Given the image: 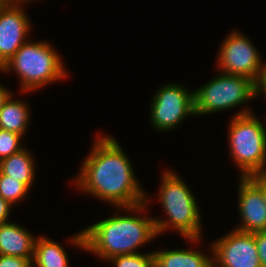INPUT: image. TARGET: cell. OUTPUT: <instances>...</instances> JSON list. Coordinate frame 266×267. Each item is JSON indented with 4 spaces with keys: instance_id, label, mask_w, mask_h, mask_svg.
I'll list each match as a JSON object with an SVG mask.
<instances>
[{
    "instance_id": "8",
    "label": "cell",
    "mask_w": 266,
    "mask_h": 267,
    "mask_svg": "<svg viewBox=\"0 0 266 267\" xmlns=\"http://www.w3.org/2000/svg\"><path fill=\"white\" fill-rule=\"evenodd\" d=\"M253 43L240 32H232L222 43L218 66L222 73L245 76L256 84L263 64Z\"/></svg>"
},
{
    "instance_id": "27",
    "label": "cell",
    "mask_w": 266,
    "mask_h": 267,
    "mask_svg": "<svg viewBox=\"0 0 266 267\" xmlns=\"http://www.w3.org/2000/svg\"><path fill=\"white\" fill-rule=\"evenodd\" d=\"M6 3H14V0H4Z\"/></svg>"
},
{
    "instance_id": "1",
    "label": "cell",
    "mask_w": 266,
    "mask_h": 267,
    "mask_svg": "<svg viewBox=\"0 0 266 267\" xmlns=\"http://www.w3.org/2000/svg\"><path fill=\"white\" fill-rule=\"evenodd\" d=\"M96 139L74 181L76 187L119 209L142 213L147 197L134 176L128 157L113 137L106 135Z\"/></svg>"
},
{
    "instance_id": "7",
    "label": "cell",
    "mask_w": 266,
    "mask_h": 267,
    "mask_svg": "<svg viewBox=\"0 0 266 267\" xmlns=\"http://www.w3.org/2000/svg\"><path fill=\"white\" fill-rule=\"evenodd\" d=\"M151 123L157 130L168 131L194 114V93L176 83L163 85L151 103Z\"/></svg>"
},
{
    "instance_id": "10",
    "label": "cell",
    "mask_w": 266,
    "mask_h": 267,
    "mask_svg": "<svg viewBox=\"0 0 266 267\" xmlns=\"http://www.w3.org/2000/svg\"><path fill=\"white\" fill-rule=\"evenodd\" d=\"M26 1L6 3L0 9V69L26 42L30 20L20 6Z\"/></svg>"
},
{
    "instance_id": "17",
    "label": "cell",
    "mask_w": 266,
    "mask_h": 267,
    "mask_svg": "<svg viewBox=\"0 0 266 267\" xmlns=\"http://www.w3.org/2000/svg\"><path fill=\"white\" fill-rule=\"evenodd\" d=\"M28 190L29 188L18 179L0 172V196L11 205L25 198Z\"/></svg>"
},
{
    "instance_id": "22",
    "label": "cell",
    "mask_w": 266,
    "mask_h": 267,
    "mask_svg": "<svg viewBox=\"0 0 266 267\" xmlns=\"http://www.w3.org/2000/svg\"><path fill=\"white\" fill-rule=\"evenodd\" d=\"M249 178L262 190L266 202V171L256 173Z\"/></svg>"
},
{
    "instance_id": "5",
    "label": "cell",
    "mask_w": 266,
    "mask_h": 267,
    "mask_svg": "<svg viewBox=\"0 0 266 267\" xmlns=\"http://www.w3.org/2000/svg\"><path fill=\"white\" fill-rule=\"evenodd\" d=\"M250 111L242 109L229 124L230 154L241 177L266 171V126Z\"/></svg>"
},
{
    "instance_id": "21",
    "label": "cell",
    "mask_w": 266,
    "mask_h": 267,
    "mask_svg": "<svg viewBox=\"0 0 266 267\" xmlns=\"http://www.w3.org/2000/svg\"><path fill=\"white\" fill-rule=\"evenodd\" d=\"M255 243L262 267H266V231L254 232Z\"/></svg>"
},
{
    "instance_id": "24",
    "label": "cell",
    "mask_w": 266,
    "mask_h": 267,
    "mask_svg": "<svg viewBox=\"0 0 266 267\" xmlns=\"http://www.w3.org/2000/svg\"><path fill=\"white\" fill-rule=\"evenodd\" d=\"M256 85H257V96L260 93H262V91L266 95V62H265V64H263L261 76H260Z\"/></svg>"
},
{
    "instance_id": "15",
    "label": "cell",
    "mask_w": 266,
    "mask_h": 267,
    "mask_svg": "<svg viewBox=\"0 0 266 267\" xmlns=\"http://www.w3.org/2000/svg\"><path fill=\"white\" fill-rule=\"evenodd\" d=\"M29 108L21 100H12V94L0 109V129L25 135L29 125Z\"/></svg>"
},
{
    "instance_id": "3",
    "label": "cell",
    "mask_w": 266,
    "mask_h": 267,
    "mask_svg": "<svg viewBox=\"0 0 266 267\" xmlns=\"http://www.w3.org/2000/svg\"><path fill=\"white\" fill-rule=\"evenodd\" d=\"M163 173L159 200L168 218H154L158 235L171 228L190 241H199L202 219L195 197L186 183L173 171L167 170Z\"/></svg>"
},
{
    "instance_id": "19",
    "label": "cell",
    "mask_w": 266,
    "mask_h": 267,
    "mask_svg": "<svg viewBox=\"0 0 266 267\" xmlns=\"http://www.w3.org/2000/svg\"><path fill=\"white\" fill-rule=\"evenodd\" d=\"M22 137L20 134L0 129V160L25 148L20 140Z\"/></svg>"
},
{
    "instance_id": "11",
    "label": "cell",
    "mask_w": 266,
    "mask_h": 267,
    "mask_svg": "<svg viewBox=\"0 0 266 267\" xmlns=\"http://www.w3.org/2000/svg\"><path fill=\"white\" fill-rule=\"evenodd\" d=\"M239 213L242 225L236 230L248 233L266 231V202L262 190L249 178L240 177Z\"/></svg>"
},
{
    "instance_id": "9",
    "label": "cell",
    "mask_w": 266,
    "mask_h": 267,
    "mask_svg": "<svg viewBox=\"0 0 266 267\" xmlns=\"http://www.w3.org/2000/svg\"><path fill=\"white\" fill-rule=\"evenodd\" d=\"M210 248L215 257H212L214 267H262L254 233L235 228L215 241Z\"/></svg>"
},
{
    "instance_id": "14",
    "label": "cell",
    "mask_w": 266,
    "mask_h": 267,
    "mask_svg": "<svg viewBox=\"0 0 266 267\" xmlns=\"http://www.w3.org/2000/svg\"><path fill=\"white\" fill-rule=\"evenodd\" d=\"M34 159L26 148L0 160V172L24 183L29 189L35 176Z\"/></svg>"
},
{
    "instance_id": "6",
    "label": "cell",
    "mask_w": 266,
    "mask_h": 267,
    "mask_svg": "<svg viewBox=\"0 0 266 267\" xmlns=\"http://www.w3.org/2000/svg\"><path fill=\"white\" fill-rule=\"evenodd\" d=\"M194 114H210L228 110L257 95V85L245 76L219 73L194 92Z\"/></svg>"
},
{
    "instance_id": "25",
    "label": "cell",
    "mask_w": 266,
    "mask_h": 267,
    "mask_svg": "<svg viewBox=\"0 0 266 267\" xmlns=\"http://www.w3.org/2000/svg\"><path fill=\"white\" fill-rule=\"evenodd\" d=\"M12 93L8 90V88H4L0 84V109L2 108L4 102L7 100V98L11 95Z\"/></svg>"
},
{
    "instance_id": "20",
    "label": "cell",
    "mask_w": 266,
    "mask_h": 267,
    "mask_svg": "<svg viewBox=\"0 0 266 267\" xmlns=\"http://www.w3.org/2000/svg\"><path fill=\"white\" fill-rule=\"evenodd\" d=\"M32 259L0 255V267H32Z\"/></svg>"
},
{
    "instance_id": "26",
    "label": "cell",
    "mask_w": 266,
    "mask_h": 267,
    "mask_svg": "<svg viewBox=\"0 0 266 267\" xmlns=\"http://www.w3.org/2000/svg\"><path fill=\"white\" fill-rule=\"evenodd\" d=\"M6 4L4 0H0V9Z\"/></svg>"
},
{
    "instance_id": "16",
    "label": "cell",
    "mask_w": 266,
    "mask_h": 267,
    "mask_svg": "<svg viewBox=\"0 0 266 267\" xmlns=\"http://www.w3.org/2000/svg\"><path fill=\"white\" fill-rule=\"evenodd\" d=\"M68 262L61 245L42 236L35 239L32 267H69Z\"/></svg>"
},
{
    "instance_id": "13",
    "label": "cell",
    "mask_w": 266,
    "mask_h": 267,
    "mask_svg": "<svg viewBox=\"0 0 266 267\" xmlns=\"http://www.w3.org/2000/svg\"><path fill=\"white\" fill-rule=\"evenodd\" d=\"M155 267H212L211 257L199 250H162L153 252Z\"/></svg>"
},
{
    "instance_id": "18",
    "label": "cell",
    "mask_w": 266,
    "mask_h": 267,
    "mask_svg": "<svg viewBox=\"0 0 266 267\" xmlns=\"http://www.w3.org/2000/svg\"><path fill=\"white\" fill-rule=\"evenodd\" d=\"M116 267H155L153 252L117 255L109 259Z\"/></svg>"
},
{
    "instance_id": "2",
    "label": "cell",
    "mask_w": 266,
    "mask_h": 267,
    "mask_svg": "<svg viewBox=\"0 0 266 267\" xmlns=\"http://www.w3.org/2000/svg\"><path fill=\"white\" fill-rule=\"evenodd\" d=\"M113 216L74 234L71 243L109 261L117 255L138 253L142 244L158 235L154 218Z\"/></svg>"
},
{
    "instance_id": "23",
    "label": "cell",
    "mask_w": 266,
    "mask_h": 267,
    "mask_svg": "<svg viewBox=\"0 0 266 267\" xmlns=\"http://www.w3.org/2000/svg\"><path fill=\"white\" fill-rule=\"evenodd\" d=\"M11 207L12 205L0 196V224L8 222Z\"/></svg>"
},
{
    "instance_id": "12",
    "label": "cell",
    "mask_w": 266,
    "mask_h": 267,
    "mask_svg": "<svg viewBox=\"0 0 266 267\" xmlns=\"http://www.w3.org/2000/svg\"><path fill=\"white\" fill-rule=\"evenodd\" d=\"M35 239L33 234L20 225L0 224V255L33 259Z\"/></svg>"
},
{
    "instance_id": "28",
    "label": "cell",
    "mask_w": 266,
    "mask_h": 267,
    "mask_svg": "<svg viewBox=\"0 0 266 267\" xmlns=\"http://www.w3.org/2000/svg\"><path fill=\"white\" fill-rule=\"evenodd\" d=\"M20 1H31V0H14V3L15 2H20Z\"/></svg>"
},
{
    "instance_id": "4",
    "label": "cell",
    "mask_w": 266,
    "mask_h": 267,
    "mask_svg": "<svg viewBox=\"0 0 266 267\" xmlns=\"http://www.w3.org/2000/svg\"><path fill=\"white\" fill-rule=\"evenodd\" d=\"M52 47L44 41H26L0 71L9 72L13 69L20 77L23 92L61 80L67 76V72L62 59Z\"/></svg>"
}]
</instances>
